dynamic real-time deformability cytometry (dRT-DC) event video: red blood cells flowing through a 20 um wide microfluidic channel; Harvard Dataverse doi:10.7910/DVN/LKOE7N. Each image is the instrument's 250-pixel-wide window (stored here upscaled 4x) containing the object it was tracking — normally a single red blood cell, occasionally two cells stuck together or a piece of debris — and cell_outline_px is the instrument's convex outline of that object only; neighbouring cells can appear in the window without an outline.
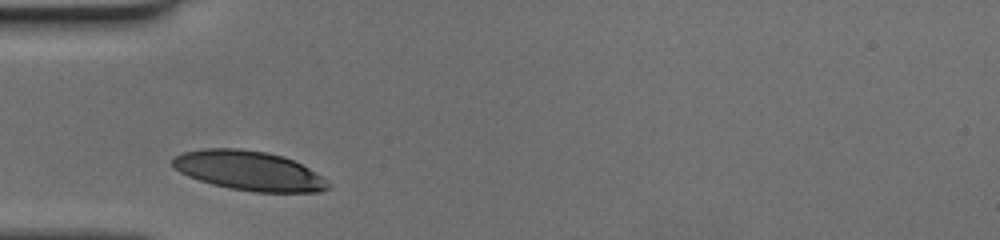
{"species": "human", "species_latin": "Homo sapiens", "temperature_condition": "cold", "stored_images_in_passage": 23, "camera_frame_rate_fps": 3000, "um_per_image_px": 0.085, "donor": {"sex": "female"}, "frame": {"image": 1, "passage_image": 1, "time_ms": 0.0, "image_size_px": [1000, 240], "cell_outline_px": [[332, 184], [328, 188], [320, 192], [256, 192], [232, 188], [212, 184], [188, 176], [180, 172], [172, 164], [172, 160], [176, 156], [184, 152], [204, 148], [240, 148], [268, 152], [284, 156], [308, 168], [328, 180]], "centroid_in_image_um": [21.19, 14.5], "position_along_channel_um": 63.8, "area_um2": 35.66}}
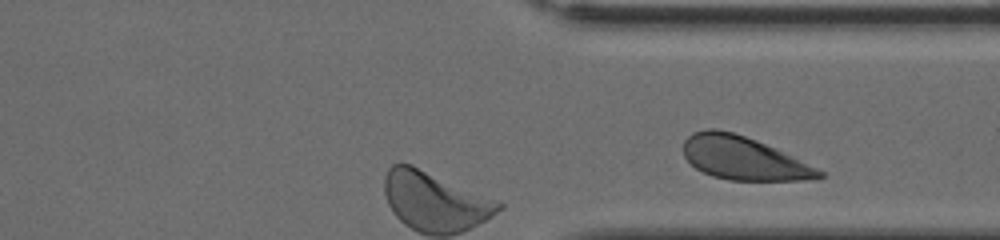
{"frame": {"image": 2, "passage_image": 23, "time_ms": 7.333, "image_size_px": [1000, 240], "cell_outline_px": [[824, 176], [816, 180], [728, 180], [712, 176], [696, 168], [684, 156], [684, 140], [692, 132], [708, 128], [716, 128], [732, 132], [756, 140], [792, 156], [824, 172]], "centroid_in_image_um": [63.17, 13.44], "position_along_channel_um": 348.2, "area_um2": 33.93}}